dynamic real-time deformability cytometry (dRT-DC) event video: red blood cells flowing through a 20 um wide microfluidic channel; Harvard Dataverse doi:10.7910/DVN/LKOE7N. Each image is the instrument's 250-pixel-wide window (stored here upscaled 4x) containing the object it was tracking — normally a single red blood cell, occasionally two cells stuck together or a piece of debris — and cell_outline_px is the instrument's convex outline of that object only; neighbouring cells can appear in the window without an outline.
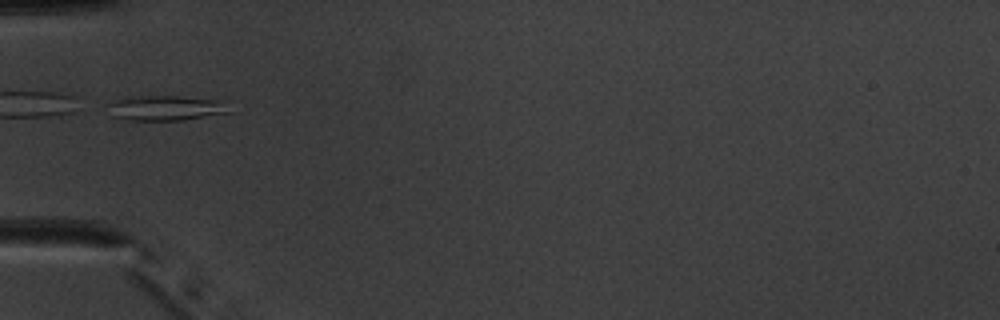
{"species": "common noctule bat (a hibernating species)", "species_latin": "Nyctalus noctula", "temperature_condition": "warm", "stored_images_in_passage": 34, "camera_frame_rate_fps": 3000, "um_per_image_px": 0.085, "animal": {"sex": "male", "body_mass_g": 20.1, "forearm_length_mm": 53.5}, "frame": {"image": 1, "passage_image": 1, "time_ms": 0.0, "image_size_px": [1000, 320], "cell_outline_px": [[232, 112], [184, 120], [124, 120], [112, 116], [104, 104], [112, 100], [140, 96], [176, 96], [224, 100]], "centroid_in_image_um": [14.07, 9.18], "position_along_channel_um": 70.9, "area_um2": 18.03}}
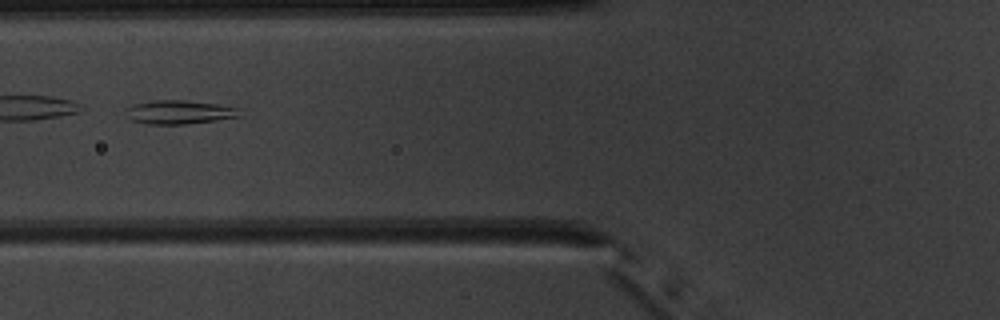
{"frame": {"image": 2, "passage_image": 4, "time_ms": 1.0, "image_size_px": [1000, 320], "cell_outline_px": [[240, 116], [216, 120], [184, 124], [148, 124], [132, 120], [128, 108], [132, 104], [152, 100], [184, 100], [216, 104], [236, 108]], "centroid_in_image_um": [15.23, 9.52], "position_along_channel_um": 110.6, "area_um2": 15.26}}
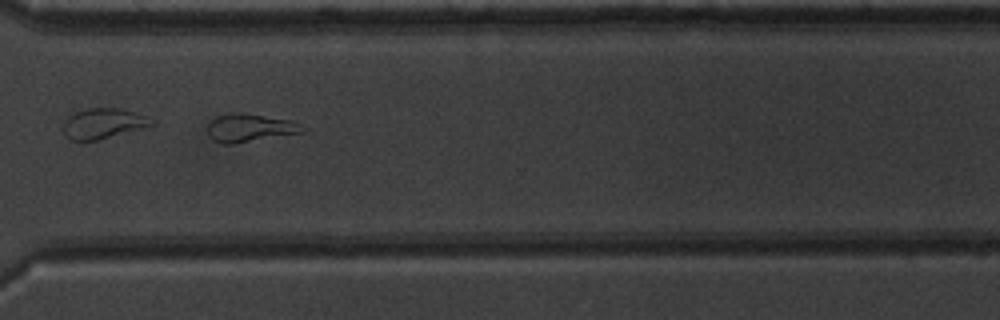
{"frame": {"image": 3, "passage_image": 22, "time_ms": 7.0, "image_size_px": [1000, 320], "cell_outline_px": [[308, 128], [304, 132], [232, 144], [220, 144], [212, 140], [208, 136], [208, 124], [212, 120], [220, 116], [232, 112], [292, 120]], "centroid_in_image_um": [21.24, 10.89], "position_along_channel_um": 349.4, "area_um2": 15.37}, "authors_computed_cell_mechanics": {"area_um2": 15.1725, "velocity_mm_per_s": 3.9859, "shape_relaxation_time_tau1_ms": null, "shape_relaxation_time_tau2_ms": 2.9716, "deformation_change_tau1": null, "deformation_change_tau2": 0.1207}}